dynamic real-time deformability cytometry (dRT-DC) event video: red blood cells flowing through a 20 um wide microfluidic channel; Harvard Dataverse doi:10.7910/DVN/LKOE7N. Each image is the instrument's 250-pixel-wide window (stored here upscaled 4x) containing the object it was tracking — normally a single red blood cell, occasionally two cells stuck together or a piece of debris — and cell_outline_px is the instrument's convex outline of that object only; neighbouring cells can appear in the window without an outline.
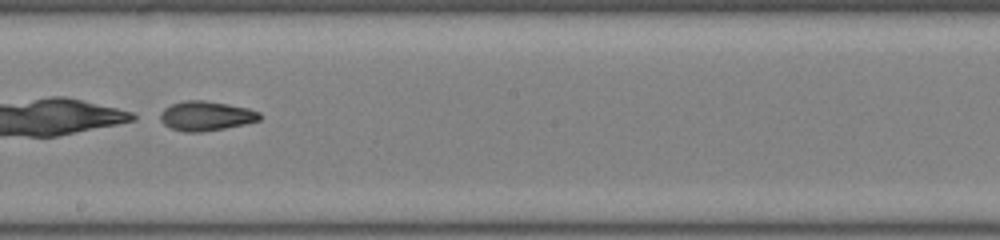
{"species": "common noctule bat (a hibernating species)", "species_latin": "Nyctalus noctula", "temperature_condition": "room temperature", "stored_images_in_passage": 50, "camera_frame_rate_fps": 3000, "um_per_image_px": 0.085, "animal": {"sex": "male", "body_mass_g": 19.0, "forearm_length_mm": 50.8}, "frame": {"image": 1, "passage_image": 29, "time_ms": 9.333, "image_size_px": [1000, 240], "cell_outline_px": [[264, 116], [260, 120], [244, 124], [224, 128], [200, 132], [184, 132], [172, 128], [164, 124], [160, 120], [160, 116], [164, 108], [172, 104], [184, 100], [204, 100], [228, 104], [248, 108], [260, 112]], "centroid_in_image_um": [17.54, 9.85], "position_along_channel_um": 230.7, "area_um2": 17.11}}
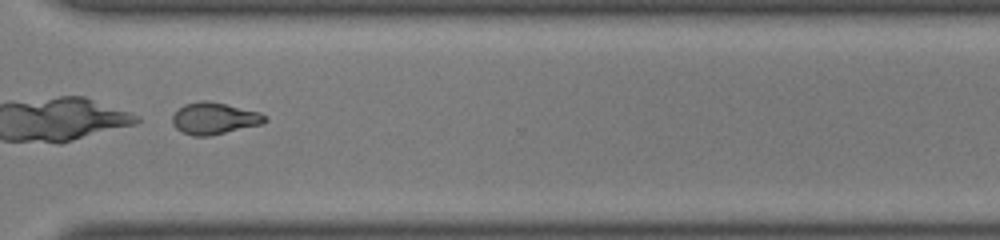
{"frame": {"image": 2, "passage_image": 38, "time_ms": 12.333, "image_size_px": [1000, 240], "cell_outline_px": [[268, 120], [264, 124], [212, 136], [192, 136], [180, 132], [172, 124], [172, 116], [184, 104], [200, 100], [208, 100], [260, 112], [268, 116]], "centroid_in_image_um": [18.24, 10.08], "position_along_channel_um": 352.4, "area_um2": 17.51}}